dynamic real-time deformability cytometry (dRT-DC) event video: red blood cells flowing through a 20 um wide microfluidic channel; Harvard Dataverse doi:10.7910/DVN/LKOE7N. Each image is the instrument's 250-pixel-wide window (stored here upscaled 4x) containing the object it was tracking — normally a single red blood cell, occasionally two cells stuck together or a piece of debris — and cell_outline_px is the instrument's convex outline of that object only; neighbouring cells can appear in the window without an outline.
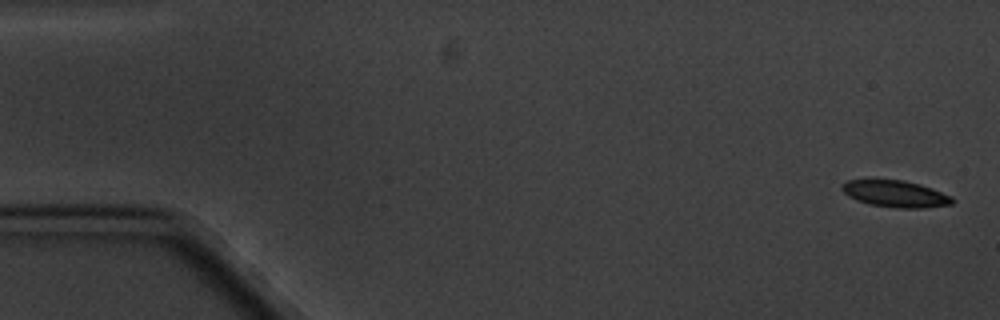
{"species": "common noctule bat (a hibernating species)", "species_latin": "Nyctalus noctula", "temperature_condition": "cold", "stored_images_in_passage": 11, "camera_frame_rate_fps": 3000, "um_per_image_px": 0.085, "animal": {"sex": "male", "body_mass_g": 20.1, "forearm_length_mm": 53.5}, "frame": {"image": 1, "passage_image": 1, "time_ms": 0.0, "image_size_px": [1000, 320], "cell_outline_px": [[956, 200], [952, 204], [924, 208], [896, 208], [868, 204], [856, 200], [848, 196], [840, 188], [840, 184], [848, 180], [904, 180], [920, 184], [952, 196]], "centroid_in_image_um": [76.11, 16.48], "position_along_channel_um": 8.9, "area_um2": 17.28}}
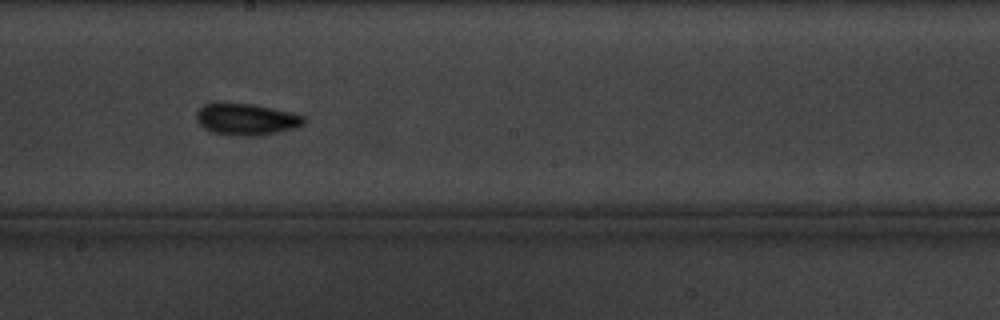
{"frame": {"image": 2, "passage_image": 10, "time_ms": 10.333, "image_size_px": [1000, 320], "cell_outline_px": [[304, 124], [292, 128], [276, 132], [256, 136], [240, 136], [216, 132], [208, 128], [196, 116], [196, 112], [204, 104], [252, 104], [292, 112], [304, 116]], "centroid_in_image_um": [21.01, 10.13], "position_along_channel_um": 227.2, "area_um2": 18.96}}
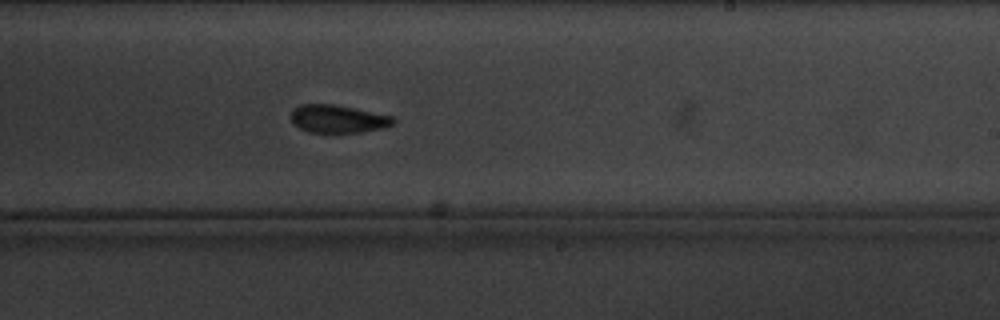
{"frame": {"image": 3, "passage_image": 11, "time_ms": 11.333, "image_size_px": [1000, 320], "cell_outline_px": [[396, 120], [392, 124], [384, 128], [360, 132], [308, 132], [292, 124], [292, 108], [300, 104], [332, 104], [392, 116]], "centroid_in_image_um": [28.69, 10.1], "position_along_channel_um": 260.3, "area_um2": 16.47}}